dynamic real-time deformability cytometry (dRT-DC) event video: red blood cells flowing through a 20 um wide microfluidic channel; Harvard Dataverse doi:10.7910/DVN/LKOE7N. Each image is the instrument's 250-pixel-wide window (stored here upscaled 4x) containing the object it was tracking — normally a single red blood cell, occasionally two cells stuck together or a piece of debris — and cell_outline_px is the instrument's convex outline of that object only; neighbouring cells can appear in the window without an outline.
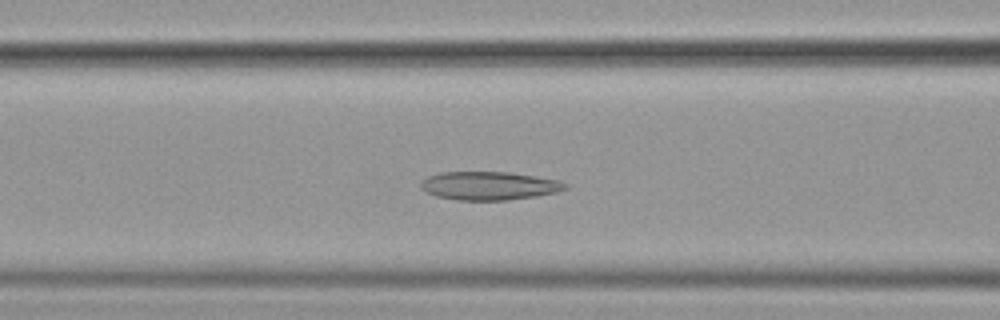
{"species": "common noctule bat (a hibernating species)", "species_latin": "Nyctalus noctula", "temperature_condition": "cold", "stored_images_in_passage": 44, "camera_frame_rate_fps": 3000, "um_per_image_px": 0.085, "animal": {"sex": "female", "body_mass_g": 19.9}, "frame": {"image": 1, "passage_image": 14, "time_ms": 4.333, "image_size_px": [1000, 320], "cell_outline_px": [[568, 188], [556, 192], [536, 196], [508, 200], [456, 200], [436, 196], [424, 192], [420, 188], [420, 184], [428, 176], [440, 172], [508, 172], [556, 180], [568, 184]], "centroid_in_image_um": [41.53, 15.8], "position_along_channel_um": 125.1, "area_um2": 23.81}}
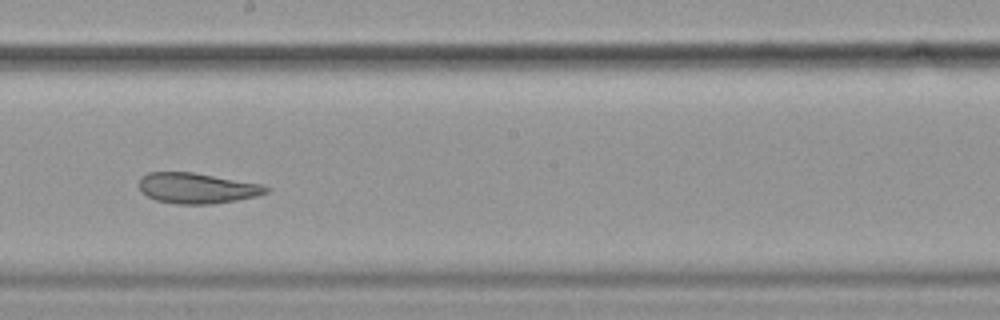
{"frame": {"image": 2, "passage_image": 23, "time_ms": 7.333, "image_size_px": [1000, 320], "cell_outline_px": [[272, 188], [268, 192], [256, 196], [236, 200], [212, 204], [176, 204], [156, 200], [140, 192], [140, 176], [148, 172], [192, 172], [264, 184]], "centroid_in_image_um": [16.76, 15.99], "position_along_channel_um": 231.4, "area_um2": 22.77}}
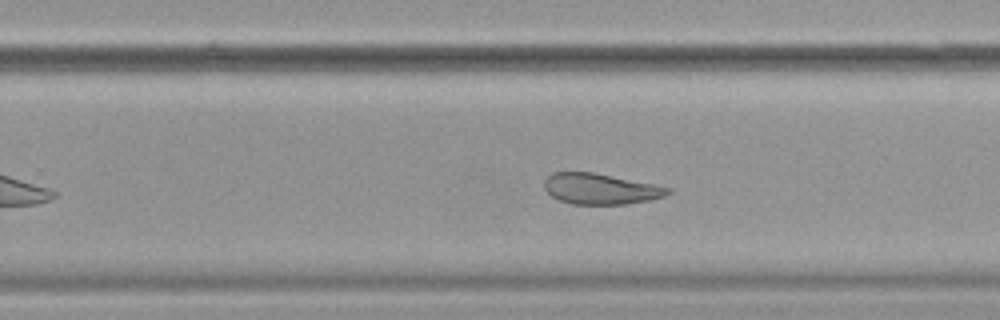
{"frame": {"image": 3, "passage_image": 27, "time_ms": 8.667, "image_size_px": [1000, 320], "cell_outline_px": [[672, 192], [664, 196], [648, 200], [628, 204], [572, 204], [560, 200], [552, 196], [544, 188], [544, 180], [552, 172], [592, 172], [656, 184], [672, 188]], "centroid_in_image_um": [51.06, 16.05], "position_along_channel_um": 278.7, "area_um2": 22.2}, "authors_computed_cell_mechanics": {"area_um2": 25.5187, "velocity_mm_per_s": 3.5623, "shape_relaxation_time_tau1_ms": null, "shape_relaxation_time_tau2_ms": 4.2161, "deformation_change_tau1": null, "deformation_change_tau2": 0.1176}}